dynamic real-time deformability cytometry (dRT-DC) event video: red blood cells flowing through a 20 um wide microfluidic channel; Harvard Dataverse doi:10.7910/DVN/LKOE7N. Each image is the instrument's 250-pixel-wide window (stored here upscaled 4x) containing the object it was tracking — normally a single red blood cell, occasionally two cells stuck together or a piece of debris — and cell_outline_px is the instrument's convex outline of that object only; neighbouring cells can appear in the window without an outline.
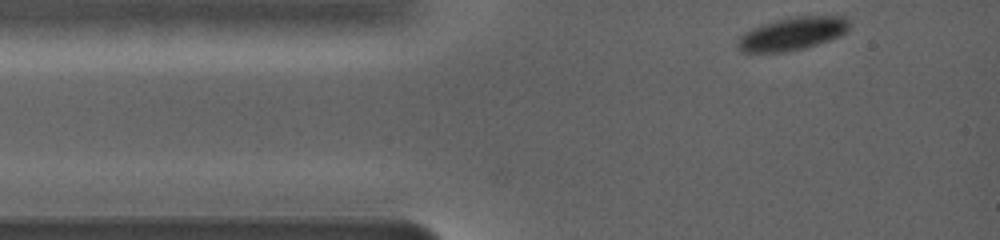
{"species": "common noctule bat (a hibernating species)", "species_latin": "Nyctalus noctula", "temperature_condition": "warm", "stored_images_in_passage": 46, "camera_frame_rate_fps": 5000, "um_per_image_px": 0.085, "animal": {"sex": "female", "body_mass_g": 19.0, "forearm_length_mm": 56.7}, "frame": {"image": 1, "passage_image": 1, "time_ms": 0.0, "image_size_px": [1000, 240], "cell_outline_px": [[848, 32], [840, 36], [804, 48], [784, 52], [740, 52], [736, 48], [736, 44], [740, 36], [744, 32], [760, 24], [788, 16], [844, 16], [848, 20]], "centroid_in_image_um": [67.3, 2.86], "position_along_channel_um": 17.7, "area_um2": 21.68}}
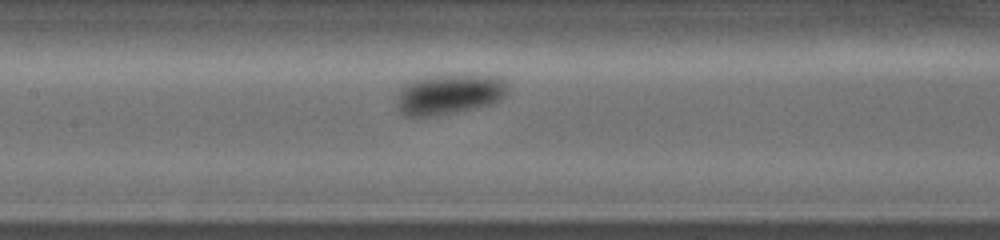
{"frame": {"image": 2, "passage_image": 26, "time_ms": 5.2, "image_size_px": [1000, 240], "cell_outline_px": [[508, 84], [504, 96], [500, 100], [484, 104], [444, 112], [416, 116], [404, 112], [400, 108], [400, 92], [404, 84], [428, 76], [444, 72], [472, 72], [500, 76]], "centroid_in_image_um": [38.3, 7.85], "position_along_channel_um": 169.1, "area_um2": 25.43}}
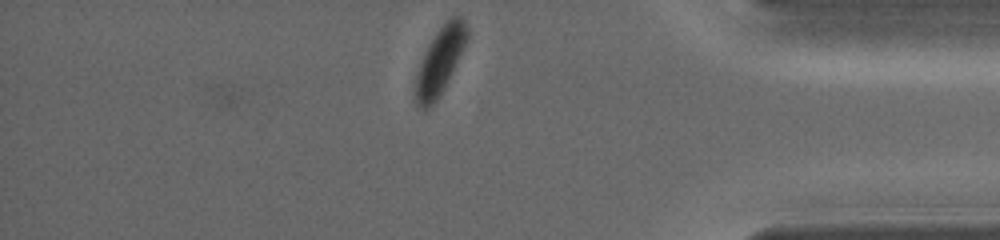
{"frame": {"image": 3, "passage_image": 46, "time_ms": 12.2, "image_size_px": [1000, 240], "cell_outline_px": [[468, 40], [444, 88], [436, 100], [424, 112], [416, 104], [416, 80], [420, 64], [436, 32], [452, 16], [460, 16], [464, 20], [468, 28]], "centroid_in_image_um": [37.43, 5.18], "position_along_channel_um": 397.8, "area_um2": 19.42}, "authors_computed_cell_mechanics": {"area_um2": 23.4957, "velocity_mm_per_s": 3.6576, "shape_relaxation_time_tau1_ms": 2.4785, "shape_relaxation_time_tau2_ms": null, "deformation_change_tau1": 0.1112, "deformation_change_tau2": null}}